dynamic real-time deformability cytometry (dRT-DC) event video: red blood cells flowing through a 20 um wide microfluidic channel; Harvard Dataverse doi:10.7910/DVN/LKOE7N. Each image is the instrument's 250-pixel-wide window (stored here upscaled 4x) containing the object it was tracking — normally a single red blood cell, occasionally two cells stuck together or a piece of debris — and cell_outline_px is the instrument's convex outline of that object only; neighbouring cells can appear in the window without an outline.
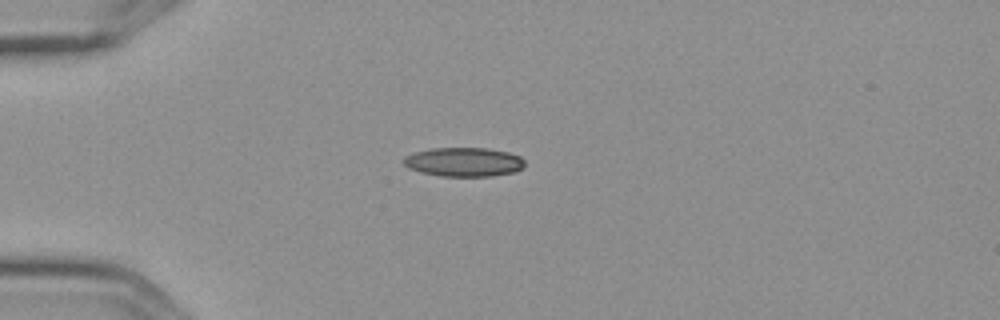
{"species": "Egyptian fruit bat (a non-hibernating species)", "species_latin": "Rousettus aegyptiacus", "temperature_condition": "cold", "stored_images_in_passage": 4, "camera_frame_rate_fps": 3000, "um_per_image_px": 0.085, "frame": {"image": 1, "passage_image": 4, "time_ms": 1.0, "image_size_px": [1000, 320], "cell_outline_px": [[524, 168], [516, 172], [492, 176], [440, 176], [420, 172], [408, 168], [400, 160], [404, 156], [412, 152], [432, 148], [488, 148], [508, 152], [520, 156], [524, 160]], "centroid_in_image_um": [39.4, 13.77], "position_along_channel_um": 45.6, "area_um2": 20.87}}